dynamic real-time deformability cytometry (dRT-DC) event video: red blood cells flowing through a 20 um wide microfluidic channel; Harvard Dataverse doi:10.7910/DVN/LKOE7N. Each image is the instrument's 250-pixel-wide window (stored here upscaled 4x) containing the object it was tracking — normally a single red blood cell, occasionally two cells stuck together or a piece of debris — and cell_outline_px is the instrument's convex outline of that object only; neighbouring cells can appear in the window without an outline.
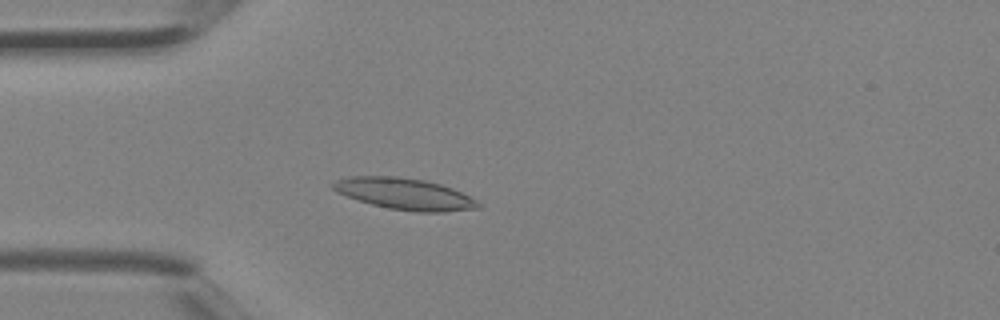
{"species": "Egyptian fruit bat (a non-hibernating species)", "species_latin": "Rousettus aegyptiacus", "temperature_condition": "room temperature", "stored_images_in_passage": 4, "camera_frame_rate_fps": 3000, "um_per_image_px": 0.085, "animal": {"sex": "female"}, "frame": {"image": 1, "passage_image": 4, "time_ms": 1.0, "image_size_px": [1000, 320], "cell_outline_px": [[480, 208], [444, 212], [416, 212], [388, 208], [372, 204], [336, 192], [332, 188], [332, 184], [336, 180], [352, 176], [396, 176], [424, 180], [440, 184], [452, 188], [476, 200], [480, 204]], "centroid_in_image_um": [34.4, 16.48], "position_along_channel_um": 50.6, "area_um2": 26.36}}